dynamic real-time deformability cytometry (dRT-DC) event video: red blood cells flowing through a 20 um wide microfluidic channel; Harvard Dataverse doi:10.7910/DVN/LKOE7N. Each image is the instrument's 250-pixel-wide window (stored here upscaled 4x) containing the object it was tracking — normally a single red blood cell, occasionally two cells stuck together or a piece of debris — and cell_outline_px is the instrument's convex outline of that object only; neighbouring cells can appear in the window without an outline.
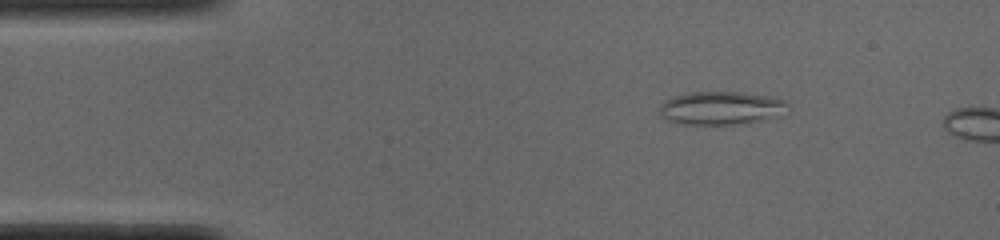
{"species": "common noctule bat (a hibernating species)", "species_latin": "Nyctalus noctula", "temperature_condition": "cold", "stored_images_in_passage": 4, "camera_frame_rate_fps": 3000, "um_per_image_px": 0.085, "animal": {"sex": "male", "body_mass_g": 19.0, "forearm_length_mm": 50.8}, "frame": {"image": 1, "passage_image": 1, "time_ms": 0.0, "image_size_px": [1000, 240], "cell_outline_px": [[788, 104], [780, 116], [748, 124], [684, 124], [668, 120], [660, 116], [660, 104], [676, 96], [692, 92], [736, 92], [764, 96], [784, 100]], "centroid_in_image_um": [61.3, 9.21], "position_along_channel_um": 23.7, "area_um2": 24.57}}